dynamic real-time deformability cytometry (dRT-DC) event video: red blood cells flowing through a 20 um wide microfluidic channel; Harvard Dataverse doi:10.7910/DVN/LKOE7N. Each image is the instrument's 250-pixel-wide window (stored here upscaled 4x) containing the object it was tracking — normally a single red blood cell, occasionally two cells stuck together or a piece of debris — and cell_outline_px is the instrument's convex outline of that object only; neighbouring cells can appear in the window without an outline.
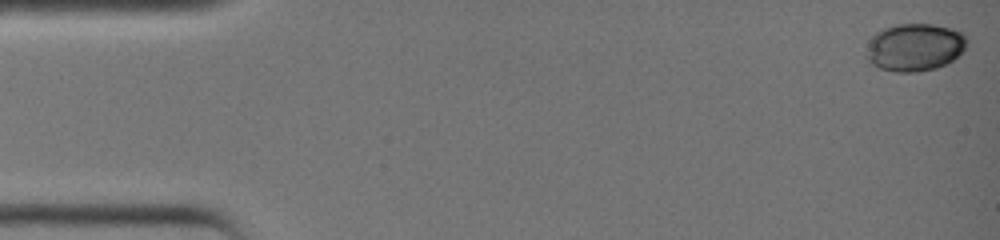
{"species": "common noctule bat (a hibernating species)", "species_latin": "Nyctalus noctula", "temperature_condition": "warm", "stored_images_in_passage": 35, "camera_frame_rate_fps": 3000, "um_per_image_px": 0.085, "animal": {"sex": "female", "body_mass_g": 19.0, "forearm_length_mm": 51.5}, "frame": {"image": 1, "passage_image": 1, "time_ms": 0.0, "image_size_px": [1000, 240], "cell_outline_px": [[968, 44], [952, 60], [936, 68], [916, 72], [896, 72], [880, 68], [872, 64], [864, 56], [868, 40], [876, 32], [884, 28], [896, 24], [932, 24], [952, 28], [960, 32], [968, 40]], "centroid_in_image_um": [77.7, 4.01], "position_along_channel_um": 7.3, "area_um2": 28.03}}
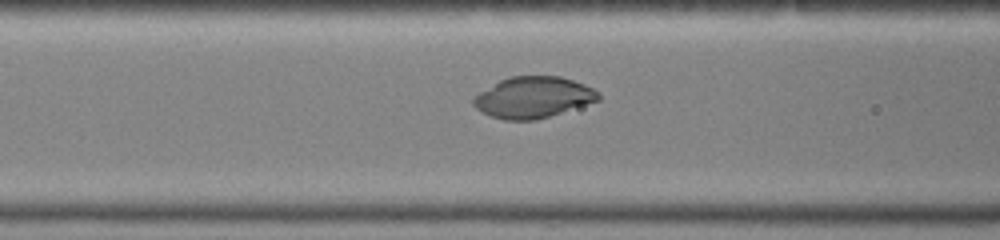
{"frame": {"image": 2, "passage_image": 16, "time_ms": 5.0, "image_size_px": [1000, 240], "cell_outline_px": [[600, 100], [536, 120], [504, 120], [492, 116], [476, 108], [472, 104], [472, 96], [500, 80], [508, 76], [560, 76], [584, 84], [600, 92]], "centroid_in_image_um": [45.31, 8.27], "position_along_channel_um": 121.3, "area_um2": 29.94}}
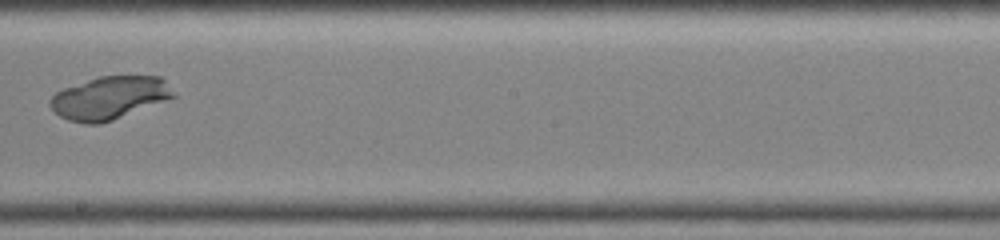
{"frame": {"image": 3, "passage_image": 23, "time_ms": 7.333, "image_size_px": [1000, 240], "cell_outline_px": [[176, 96], [112, 120], [100, 124], [84, 124], [68, 120], [60, 116], [48, 104], [48, 100], [56, 92], [64, 88], [100, 76], [160, 76], [164, 80]], "centroid_in_image_um": [9.26, 8.32], "position_along_channel_um": 238.9, "area_um2": 30.4}}